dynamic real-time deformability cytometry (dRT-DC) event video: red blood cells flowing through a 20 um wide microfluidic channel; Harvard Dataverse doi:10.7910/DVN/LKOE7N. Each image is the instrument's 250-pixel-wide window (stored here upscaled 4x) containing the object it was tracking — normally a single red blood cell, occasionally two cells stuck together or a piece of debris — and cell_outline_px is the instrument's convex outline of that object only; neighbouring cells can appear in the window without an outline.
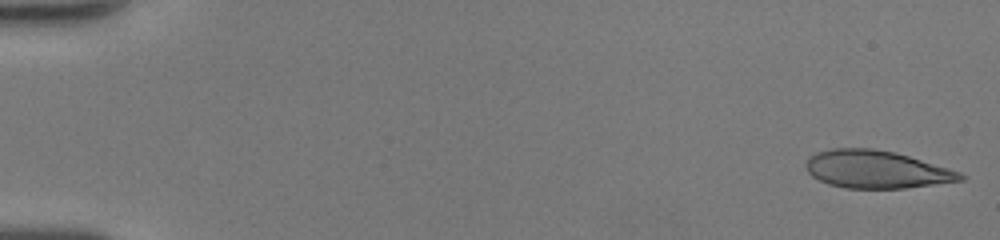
{"species": "human", "species_latin": "Homo sapiens", "temperature_condition": "room temperature", "stored_images_in_passage": 48, "camera_frame_rate_fps": 3000, "um_per_image_px": 0.085, "donor": {"sex": "female"}, "frame": {"image": 1, "passage_image": 1, "time_ms": 0.0, "image_size_px": [1000, 240], "cell_outline_px": [[968, 176], [964, 180], [904, 188], [844, 188], [828, 184], [812, 176], [808, 172], [804, 164], [808, 156], [816, 152], [832, 148], [872, 148], [896, 152], [948, 168], [960, 172]], "centroid_in_image_um": [74.46, 14.39], "position_along_channel_um": 10.5, "area_um2": 34.04}}
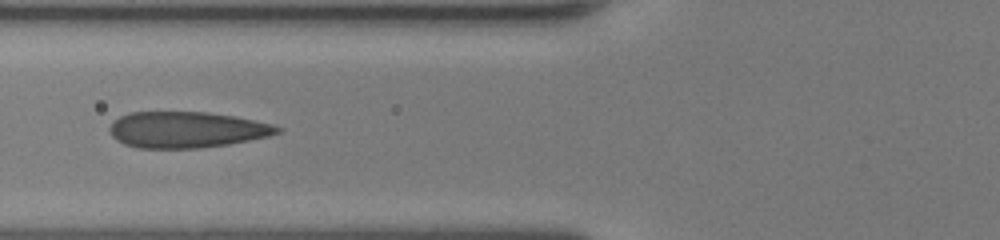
{"frame": {"image": 2, "passage_image": 20, "time_ms": 6.333, "image_size_px": [1000, 240], "cell_outline_px": [[284, 128], [280, 132], [268, 136], [228, 144], [200, 148], [136, 148], [124, 144], [116, 140], [108, 132], [108, 128], [112, 120], [128, 112], [208, 112], [236, 116], [272, 124]], "centroid_in_image_um": [15.82, 11.02], "position_along_channel_um": 110.0, "area_um2": 35.6}}
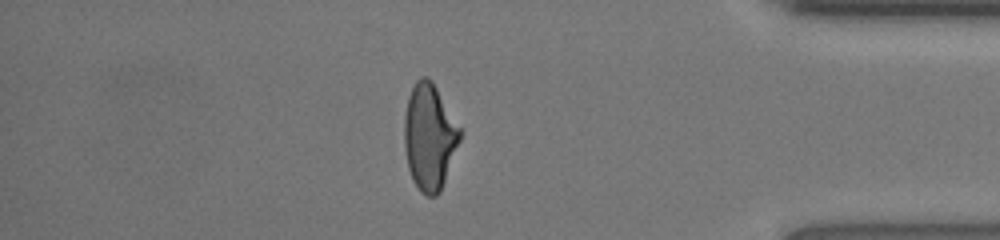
{"frame": {"image": 3, "passage_image": 42, "time_ms": 13.667, "image_size_px": [1000, 240], "cell_outline_px": [[464, 132], [440, 192], [436, 196], [428, 196], [420, 192], [412, 180], [408, 168], [404, 148], [404, 116], [408, 96], [416, 80], [420, 76], [428, 76], [432, 80]], "centroid_in_image_um": [36.51, 11.62], "position_along_channel_um": 398.7, "area_um2": 35.03}, "authors_computed_cell_mechanics": {"area_um2": 35.0846, "velocity_mm_per_s": 4.3106, "shape_relaxation_time_tau1_ms": 7.932, "shape_relaxation_time_tau2_ms": 0.6442, "deformation_change_tau1": 0.2442, "deformation_change_tau2": 0.0706}}